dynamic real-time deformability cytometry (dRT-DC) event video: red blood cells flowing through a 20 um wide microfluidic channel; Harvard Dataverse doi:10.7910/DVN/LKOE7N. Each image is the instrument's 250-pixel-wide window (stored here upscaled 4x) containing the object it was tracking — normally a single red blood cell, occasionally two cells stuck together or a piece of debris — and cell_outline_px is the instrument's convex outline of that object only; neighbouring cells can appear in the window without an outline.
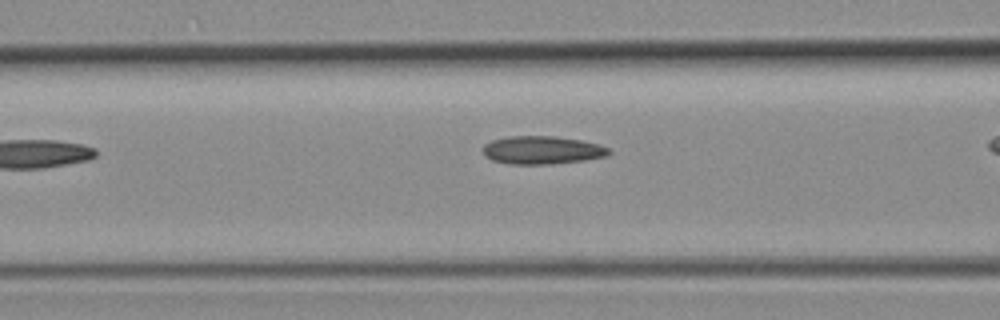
{"species": "common noctule bat (a hibernating species)", "species_latin": "Nyctalus noctula", "temperature_condition": "room temperature", "stored_images_in_passage": 6, "camera_frame_rate_fps": 3000, "um_per_image_px": 0.085, "animal": {"sex": "female", "body_mass_g": 19.3, "forearm_length_mm": 54.1}, "frame": {"image": 1, "passage_image": 5, "time_ms": 4.667, "image_size_px": [1000, 320], "cell_outline_px": [[612, 152], [608, 156], [584, 160], [552, 164], [508, 164], [492, 160], [484, 156], [484, 144], [492, 140], [508, 136], [552, 136], [580, 140], [600, 144], [608, 148]], "centroid_in_image_um": [46.09, 12.76], "position_along_channel_um": 120.5, "area_um2": 20.69}}